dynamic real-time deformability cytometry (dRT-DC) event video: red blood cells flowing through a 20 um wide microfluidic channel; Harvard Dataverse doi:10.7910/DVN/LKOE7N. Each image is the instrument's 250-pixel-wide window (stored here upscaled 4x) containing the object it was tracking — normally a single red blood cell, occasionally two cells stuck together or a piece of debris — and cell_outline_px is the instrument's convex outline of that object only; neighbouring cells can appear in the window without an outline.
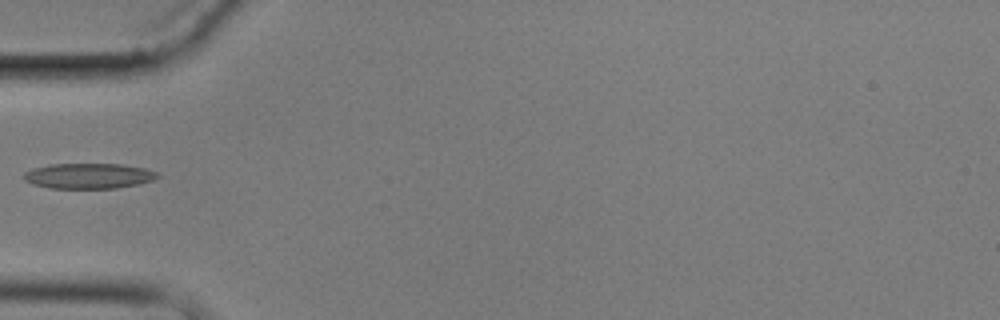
{"species": "common noctule bat (a hibernating species)", "species_latin": "Nyctalus noctula", "temperature_condition": "cold", "stored_images_in_passage": 2, "camera_frame_rate_fps": 3000, "um_per_image_px": 0.085, "animal": {"sex": "male", "body_mass_g": 17.9}, "frame": {"image": 1, "passage_image": 2, "time_ms": 1.0, "image_size_px": [1000, 320], "cell_outline_px": [[160, 176], [152, 180], [140, 184], [116, 188], [48, 188], [32, 184], [24, 180], [20, 176], [24, 172], [32, 168], [48, 164], [120, 164], [144, 168], [156, 172]], "centroid_in_image_um": [7.47, 14.95], "position_along_channel_um": 77.5, "area_um2": 19.94}}